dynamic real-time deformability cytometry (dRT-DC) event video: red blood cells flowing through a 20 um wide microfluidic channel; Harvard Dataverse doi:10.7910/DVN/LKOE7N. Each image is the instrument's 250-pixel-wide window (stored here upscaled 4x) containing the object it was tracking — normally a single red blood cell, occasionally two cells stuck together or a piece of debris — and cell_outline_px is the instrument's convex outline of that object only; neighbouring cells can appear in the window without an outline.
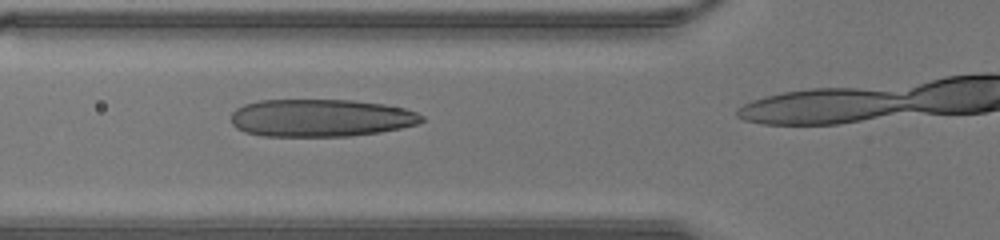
{"species": "human", "species_latin": "Homo sapiens", "temperature_condition": "warm", "stored_images_in_passage": 11, "camera_frame_rate_fps": 3000, "um_per_image_px": 0.085, "donor": {"sex": "male"}, "frame": {"image": 1, "passage_image": 10, "time_ms": 3.0, "image_size_px": [1000, 240], "cell_outline_px": [[424, 120], [416, 124], [400, 128], [380, 132], [352, 136], [264, 136], [244, 132], [236, 128], [232, 124], [232, 112], [236, 108], [244, 104], [260, 100], [352, 100], [384, 104], [404, 108], [416, 112], [424, 116]], "centroid_in_image_um": [27.25, 10.02], "position_along_channel_um": 98.5, "area_um2": 41.91}}